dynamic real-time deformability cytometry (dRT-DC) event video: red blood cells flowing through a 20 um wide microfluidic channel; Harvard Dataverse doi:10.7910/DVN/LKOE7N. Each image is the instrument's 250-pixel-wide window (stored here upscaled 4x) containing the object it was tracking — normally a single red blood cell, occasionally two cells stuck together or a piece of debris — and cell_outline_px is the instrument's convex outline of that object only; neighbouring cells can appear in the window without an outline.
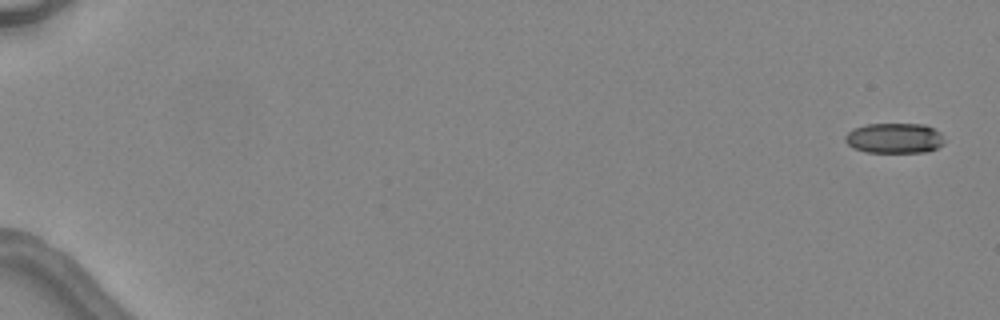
{"species": "common noctule bat (a hibernating species)", "species_latin": "Nyctalus noctula", "temperature_condition": "warm", "stored_images_in_passage": 4, "camera_frame_rate_fps": 3000, "um_per_image_px": 0.085, "animal": {"sex": "female", "body_mass_g": 24.6, "forearm_length_mm": 56.2}, "frame": {"image": 1, "passage_image": 1, "time_ms": 0.0, "image_size_px": [1000, 320], "cell_outline_px": [[944, 144], [928, 152], [864, 152], [852, 148], [844, 140], [844, 136], [852, 128], [868, 124], [924, 124], [940, 132], [944, 140]], "centroid_in_image_um": [76.0, 11.75], "position_along_channel_um": 9.0, "area_um2": 17.63}}